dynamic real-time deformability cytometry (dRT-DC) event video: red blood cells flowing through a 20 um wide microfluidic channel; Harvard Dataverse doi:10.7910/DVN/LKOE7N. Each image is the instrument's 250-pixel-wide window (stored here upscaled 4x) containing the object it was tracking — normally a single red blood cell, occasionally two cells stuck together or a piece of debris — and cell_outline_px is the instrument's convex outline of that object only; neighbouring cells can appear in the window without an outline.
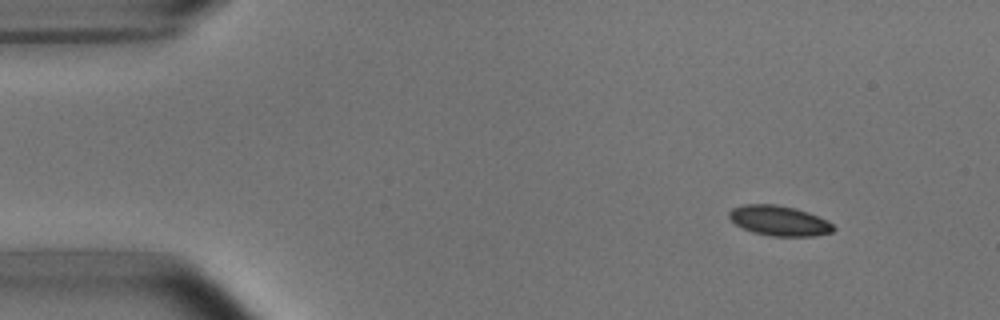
{"species": "common noctule bat (a hibernating species)", "species_latin": "Nyctalus noctula", "temperature_condition": "room temperature", "stored_images_in_passage": 4, "camera_frame_rate_fps": 3000, "um_per_image_px": 0.085, "animal": {"sex": "male", "body_mass_g": 15.6}, "frame": {"image": 1, "passage_image": 1, "time_ms": 0.0, "image_size_px": [1000, 320], "cell_outline_px": [[836, 228], [832, 232], [816, 236], [772, 236], [752, 232], [736, 224], [728, 216], [728, 212], [732, 208], [744, 204], [776, 204], [796, 208], [808, 212], [828, 220]], "centroid_in_image_um": [66.25, 18.75], "position_along_channel_um": 18.8, "area_um2": 18.38}}